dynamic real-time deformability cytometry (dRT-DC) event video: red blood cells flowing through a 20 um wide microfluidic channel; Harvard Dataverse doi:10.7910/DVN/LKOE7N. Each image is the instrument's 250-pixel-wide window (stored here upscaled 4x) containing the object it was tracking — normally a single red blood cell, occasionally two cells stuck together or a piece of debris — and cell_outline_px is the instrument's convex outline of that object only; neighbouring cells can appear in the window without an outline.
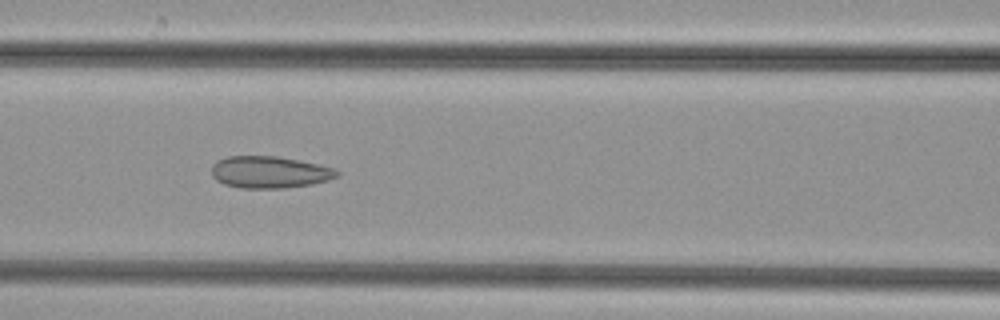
{"species": "common noctule bat (a hibernating species)", "species_latin": "Nyctalus noctula", "temperature_condition": "cold", "stored_images_in_passage": 36, "camera_frame_rate_fps": 3000, "um_per_image_px": 0.085, "animal": {"sex": "female", "body_mass_g": 29.2, "forearm_length_mm": 56.3}, "frame": {"image": 1, "passage_image": 8, "time_ms": 2.333, "image_size_px": [1000, 320], "cell_outline_px": [[340, 176], [328, 180], [312, 184], [284, 188], [240, 188], [224, 184], [216, 180], [212, 176], [212, 164], [216, 160], [228, 156], [276, 156], [300, 160], [332, 168], [340, 172]], "centroid_in_image_um": [22.89, 14.63], "position_along_channel_um": 143.7, "area_um2": 23.41}}
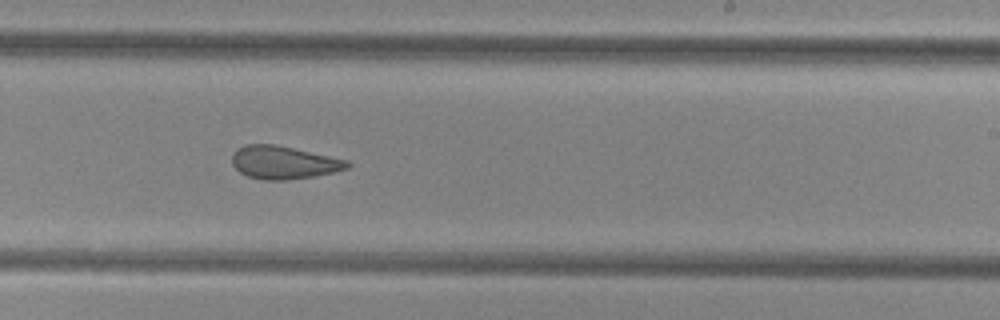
{"frame": {"image": 2, "passage_image": 17, "time_ms": 5.333, "image_size_px": [1000, 320], "cell_outline_px": [[352, 164], [348, 168], [332, 172], [312, 176], [288, 180], [264, 180], [248, 176], [240, 172], [232, 164], [232, 152], [236, 148], [244, 144], [276, 144], [348, 160]], "centroid_in_image_um": [24.08, 13.8], "position_along_channel_um": 264.9, "area_um2": 22.2}}
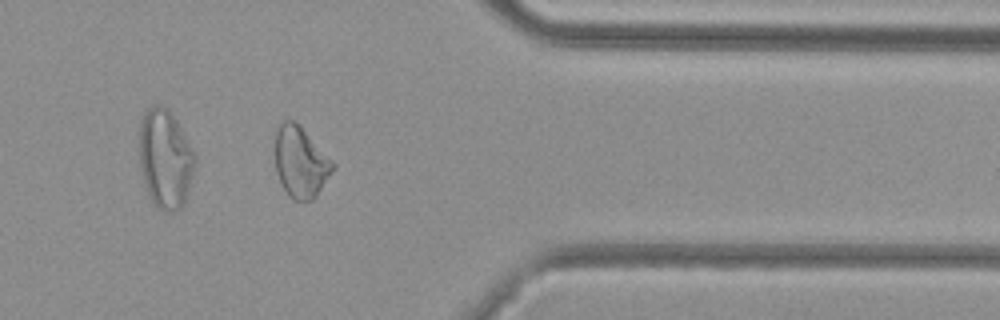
{"frame": {"image": 3, "passage_image": 27, "time_ms": 8.667, "image_size_px": [1000, 320], "cell_outline_px": [[336, 168], [316, 196], [312, 200], [292, 200], [288, 196], [276, 172], [276, 128], [284, 120], [292, 120], [300, 124], [336, 164]], "centroid_in_image_um": [25.58, 13.77], "position_along_channel_um": 385.8, "area_um2": 23.99}}